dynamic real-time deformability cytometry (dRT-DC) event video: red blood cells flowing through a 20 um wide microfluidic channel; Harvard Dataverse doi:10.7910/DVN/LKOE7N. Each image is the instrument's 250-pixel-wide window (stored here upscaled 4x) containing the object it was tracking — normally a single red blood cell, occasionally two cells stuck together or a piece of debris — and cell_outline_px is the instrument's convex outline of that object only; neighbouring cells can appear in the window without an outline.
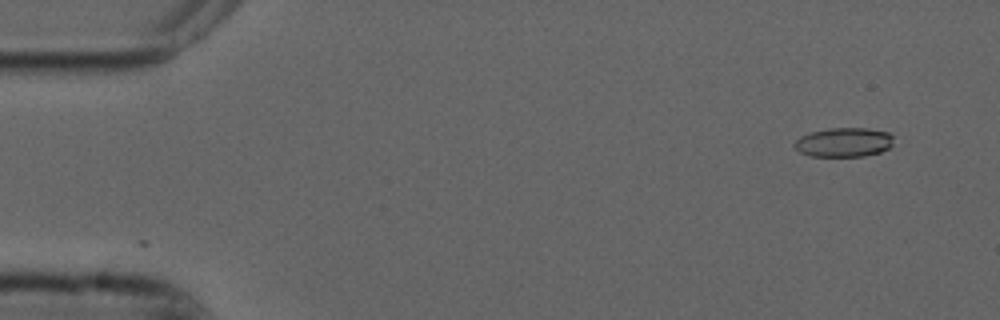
{"species": "common noctule bat (a hibernating species)", "species_latin": "Nyctalus noctula", "temperature_condition": "cold", "stored_images_in_passage": 3, "camera_frame_rate_fps": 3000, "um_per_image_px": 0.085, "animal": {"sex": "male", "forearm_length_mm": 52.5}, "frame": {"image": 1, "passage_image": 2, "time_ms": 0.333, "image_size_px": [1000, 320], "cell_outline_px": [[892, 144], [888, 148], [880, 152], [864, 156], [812, 156], [800, 152], [792, 144], [800, 136], [812, 132], [828, 128], [868, 128], [888, 132], [892, 136]], "centroid_in_image_um": [71.72, 12.09], "position_along_channel_um": 13.3, "area_um2": 16.82}}